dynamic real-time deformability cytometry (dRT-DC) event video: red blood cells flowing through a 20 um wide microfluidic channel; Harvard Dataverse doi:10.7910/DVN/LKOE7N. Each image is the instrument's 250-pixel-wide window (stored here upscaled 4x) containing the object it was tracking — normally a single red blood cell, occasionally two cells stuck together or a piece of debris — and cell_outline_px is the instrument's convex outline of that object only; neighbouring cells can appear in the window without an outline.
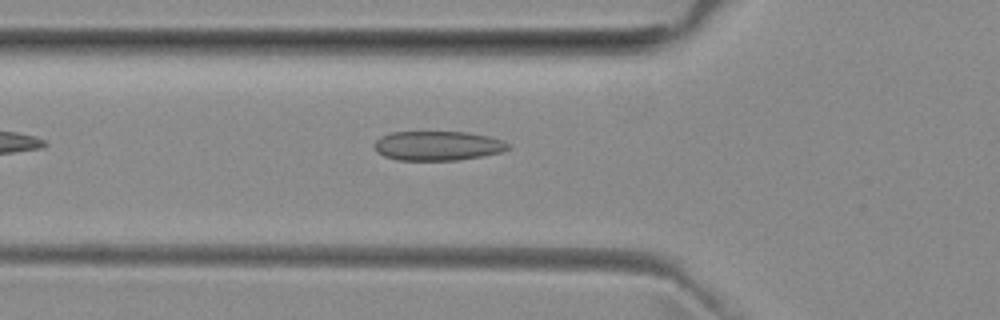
{"species": "common noctule bat (a hibernating species)", "species_latin": "Nyctalus noctula", "temperature_condition": "room temperature", "stored_images_in_passage": 34, "camera_frame_rate_fps": 3000, "um_per_image_px": 0.085, "animal": {"sex": "female", "body_mass_g": 29.2, "forearm_length_mm": 56.3}, "frame": {"image": 1, "passage_image": 2, "time_ms": 0.333, "image_size_px": [1000, 320], "cell_outline_px": [[512, 148], [504, 152], [456, 160], [396, 160], [384, 156], [372, 144], [380, 136], [392, 132], [468, 132], [492, 136], [504, 140], [512, 144]], "centroid_in_image_um": [37.29, 12.38], "position_along_channel_um": 88.5, "area_um2": 23.24}}
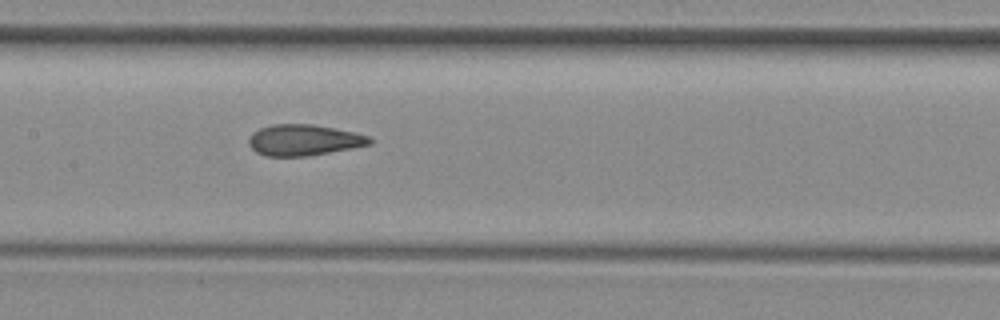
{"frame": {"image": 2, "passage_image": 9, "time_ms": 2.667, "image_size_px": [1000, 320], "cell_outline_px": [[372, 144], [352, 148], [308, 156], [264, 156], [256, 152], [248, 144], [248, 140], [252, 132], [260, 128], [272, 124], [312, 124], [356, 132], [368, 136], [372, 140]], "centroid_in_image_um": [25.81, 11.9], "position_along_channel_um": 181.6, "area_um2": 21.96}}
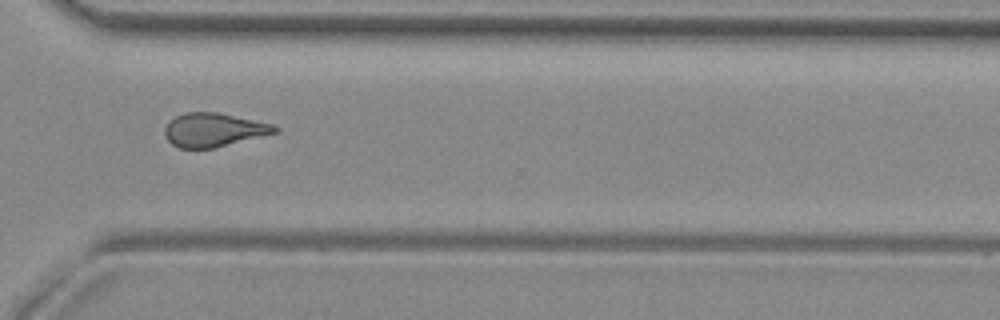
{"frame": {"image": 3, "passage_image": 22, "time_ms": 7.0, "image_size_px": [1000, 320], "cell_outline_px": [[280, 128], [276, 132], [212, 148], [180, 148], [172, 144], [164, 136], [164, 128], [176, 116], [184, 112], [216, 112], [272, 124]], "centroid_in_image_um": [18.11, 11.03], "position_along_channel_um": 352.5, "area_um2": 21.15}}